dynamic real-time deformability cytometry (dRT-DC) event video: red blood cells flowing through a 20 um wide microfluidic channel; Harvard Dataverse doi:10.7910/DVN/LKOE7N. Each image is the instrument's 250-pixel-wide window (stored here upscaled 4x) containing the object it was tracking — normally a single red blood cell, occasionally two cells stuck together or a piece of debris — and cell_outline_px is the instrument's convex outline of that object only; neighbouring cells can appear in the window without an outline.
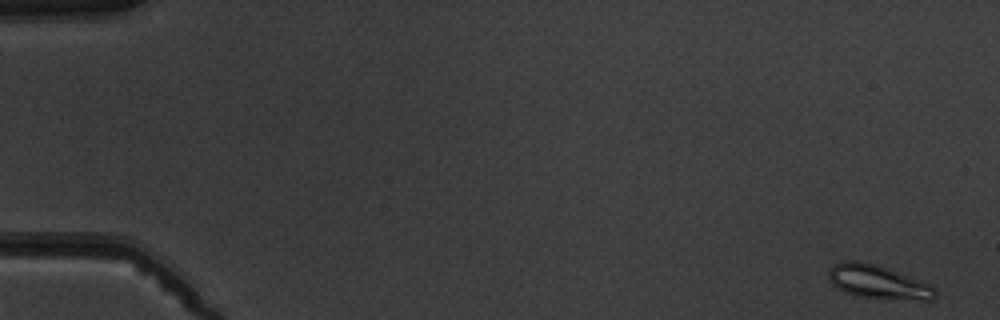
{"species": "common noctule bat (a hibernating species)", "species_latin": "Nyctalus noctula", "temperature_condition": "warm", "stored_images_in_passage": 9, "camera_frame_rate_fps": 3000, "um_per_image_px": 0.085, "animal": {"sex": "male", "body_mass_g": 19.5, "forearm_length_mm": 54.6}, "frame": {"image": 1, "passage_image": 1, "time_ms": 0.0, "image_size_px": [1000, 320], "cell_outline_px": [[936, 300], [924, 300], [856, 296], [832, 284], [828, 280], [828, 272], [836, 264], [844, 260], [856, 260], [876, 264], [932, 284], [936, 288]], "centroid_in_image_um": [74.69, 23.96], "position_along_channel_um": 10.3, "area_um2": 20.69}}
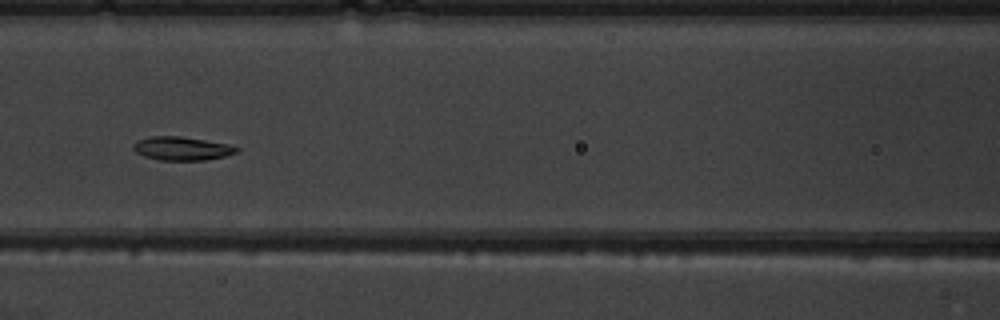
{"frame": {"image": 2, "passage_image": 7, "time_ms": 8.0, "image_size_px": [1000, 320], "cell_outline_px": [[240, 152], [224, 156], [204, 160], [160, 160], [144, 156], [136, 152], [132, 148], [132, 144], [140, 140], [152, 136], [180, 136], [232, 144], [240, 148]], "centroid_in_image_um": [15.52, 12.62], "position_along_channel_um": 151.1, "area_um2": 14.28}}
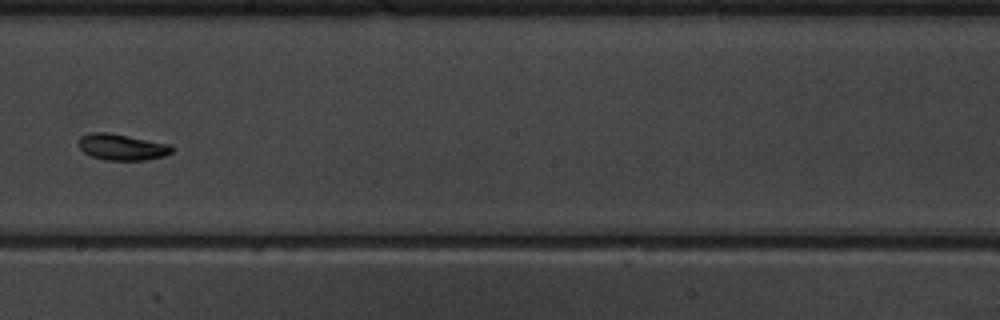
{"frame": {"image": 3, "passage_image": 9, "time_ms": 10.333, "image_size_px": [1000, 320], "cell_outline_px": [[176, 148], [172, 152], [164, 156], [144, 160], [104, 160], [92, 156], [84, 152], [80, 148], [80, 136], [92, 132], [108, 132], [172, 144]], "centroid_in_image_um": [10.42, 12.49], "position_along_channel_um": 237.8, "area_um2": 14.33}}